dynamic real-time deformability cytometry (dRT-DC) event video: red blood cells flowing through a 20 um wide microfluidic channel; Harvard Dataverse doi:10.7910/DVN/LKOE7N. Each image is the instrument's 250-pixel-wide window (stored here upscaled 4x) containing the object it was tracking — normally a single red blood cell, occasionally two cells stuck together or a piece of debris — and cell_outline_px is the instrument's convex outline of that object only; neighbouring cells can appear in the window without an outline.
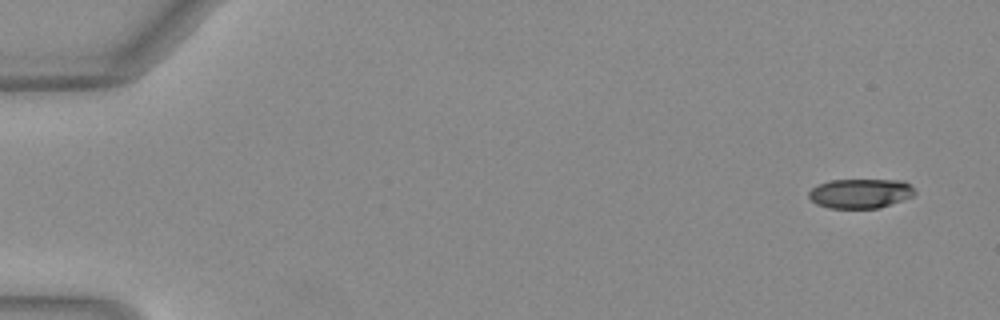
{"species": "Egyptian fruit bat (a non-hibernating species)", "species_latin": "Rousettus aegyptiacus", "temperature_condition": "warm", "stored_images_in_passage": 5, "camera_frame_rate_fps": 3000, "um_per_image_px": 0.085, "animal": {"sex": "female"}, "frame": {"image": 1, "passage_image": 1, "time_ms": 0.0, "image_size_px": [1000, 320], "cell_outline_px": [[916, 192], [912, 196], [880, 208], [828, 208], [816, 204], [808, 196], [808, 192], [812, 188], [820, 184], [832, 180], [904, 180]], "centroid_in_image_um": [73.11, 16.44], "position_along_channel_um": 11.9, "area_um2": 18.09}}